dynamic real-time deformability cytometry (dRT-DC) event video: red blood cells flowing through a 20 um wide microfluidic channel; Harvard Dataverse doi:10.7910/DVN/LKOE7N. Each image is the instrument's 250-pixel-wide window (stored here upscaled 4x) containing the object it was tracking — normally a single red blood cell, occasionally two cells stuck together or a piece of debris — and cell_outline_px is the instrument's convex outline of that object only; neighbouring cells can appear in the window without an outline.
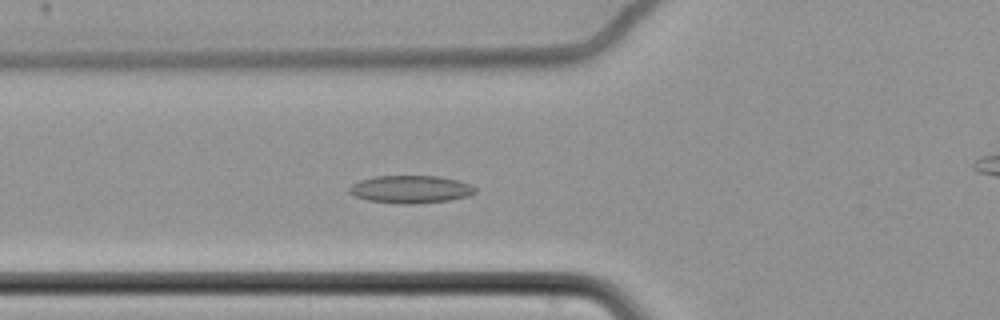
{"species": "common noctule bat (a hibernating species)", "species_latin": "Nyctalus noctula", "temperature_condition": "cold", "stored_images_in_passage": 59, "camera_frame_rate_fps": 3000, "um_per_image_px": 0.085, "animal": {"sex": "female", "body_mass_g": 22.7, "forearm_length_mm": 54.2}, "frame": {"image": 1, "passage_image": 20, "time_ms": 6.333, "image_size_px": [1000, 320], "cell_outline_px": [[476, 192], [468, 196], [448, 200], [412, 204], [404, 204], [368, 200], [356, 196], [348, 192], [348, 188], [352, 184], [360, 180], [376, 176], [440, 176], [472, 184], [476, 188]], "centroid_in_image_um": [34.91, 16.08], "position_along_channel_um": 90.9, "area_um2": 20.23}}
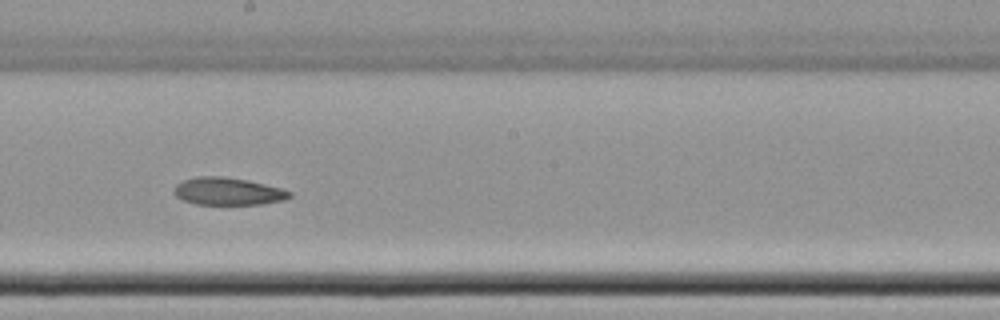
{"frame": {"image": 2, "passage_image": 32, "time_ms": 10.333, "image_size_px": [1000, 320], "cell_outline_px": [[292, 196], [284, 200], [260, 204], [196, 204], [184, 200], [176, 196], [172, 192], [176, 184], [184, 180], [196, 176], [224, 176], [248, 180], [280, 188], [292, 192]], "centroid_in_image_um": [19.36, 16.25], "position_along_channel_um": 228.8, "area_um2": 18.5}}
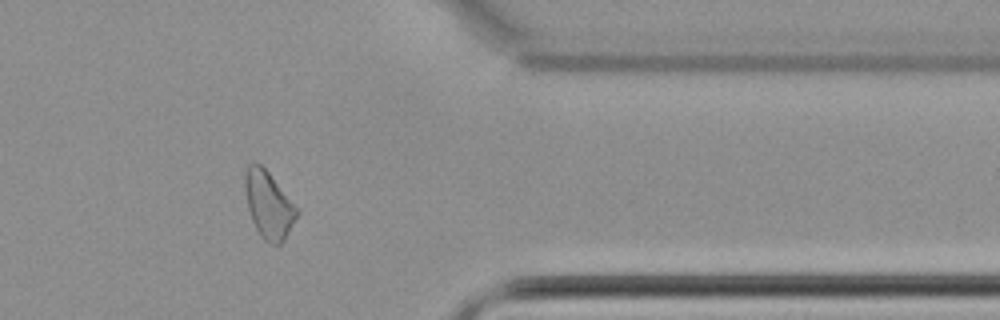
{"frame": {"image": 3, "passage_image": 47, "time_ms": 15.333, "image_size_px": [1000, 320], "cell_outline_px": [[300, 212], [284, 240], [280, 244], [272, 244], [264, 240], [260, 236], [252, 220], [248, 208], [244, 192], [244, 172], [248, 164], [260, 164], [268, 172]], "centroid_in_image_um": [22.81, 17.42], "position_along_channel_um": 388.6, "area_um2": 20.06}, "authors_computed_cell_mechanics": {"area_um2": 20.5768, "velocity_mm_per_s": 3.4559, "shape_relaxation_time_tau1_ms": 10.5332, "shape_relaxation_time_tau2_ms": 5.6719, "deformation_change_tau1": 0.1211, "deformation_change_tau2": 0.1117}}